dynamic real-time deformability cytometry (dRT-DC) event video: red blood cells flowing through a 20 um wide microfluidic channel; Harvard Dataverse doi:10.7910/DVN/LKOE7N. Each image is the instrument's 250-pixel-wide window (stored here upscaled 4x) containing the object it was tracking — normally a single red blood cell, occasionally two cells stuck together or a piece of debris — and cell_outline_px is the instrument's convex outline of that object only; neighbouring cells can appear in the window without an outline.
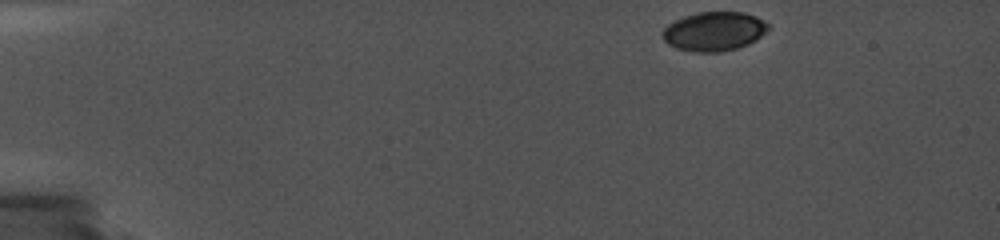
{"species": "common noctule bat (a hibernating species)", "species_latin": "Nyctalus noctula", "temperature_condition": "cold", "stored_images_in_passage": 17, "camera_frame_rate_fps": 5000, "um_per_image_px": 0.085, "animal": {"sex": "female", "body_mass_g": 19.0, "forearm_length_mm": 56.7}, "frame": {"image": 1, "passage_image": 1, "time_ms": 0.0, "image_size_px": [1000, 240], "cell_outline_px": [[768, 28], [756, 40], [748, 44], [736, 48], [720, 52], [696, 52], [676, 48], [668, 44], [664, 40], [660, 32], [668, 24], [684, 16], [700, 12], [744, 12], [756, 16], [768, 24]], "centroid_in_image_um": [60.67, 2.66], "position_along_channel_um": 24.3, "area_um2": 23.99}}
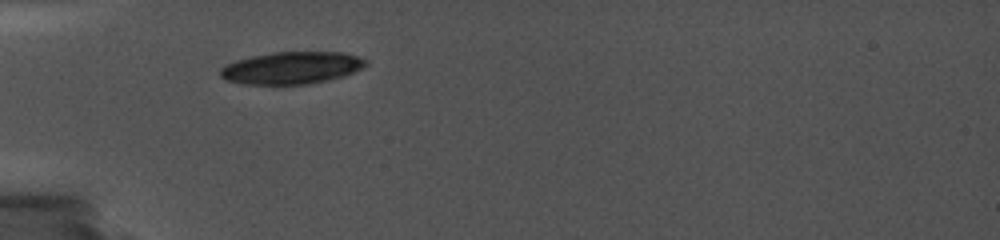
{"frame": {"image": 2, "passage_image": 15, "time_ms": 3.6, "image_size_px": [1000, 240], "cell_outline_px": [[368, 64], [344, 76], [328, 80], [308, 84], [244, 84], [224, 80], [220, 76], [220, 68], [236, 60], [252, 56], [272, 52], [344, 52], [360, 56], [368, 60]], "centroid_in_image_um": [24.8, 5.76], "position_along_channel_um": 60.2, "area_um2": 27.4}}